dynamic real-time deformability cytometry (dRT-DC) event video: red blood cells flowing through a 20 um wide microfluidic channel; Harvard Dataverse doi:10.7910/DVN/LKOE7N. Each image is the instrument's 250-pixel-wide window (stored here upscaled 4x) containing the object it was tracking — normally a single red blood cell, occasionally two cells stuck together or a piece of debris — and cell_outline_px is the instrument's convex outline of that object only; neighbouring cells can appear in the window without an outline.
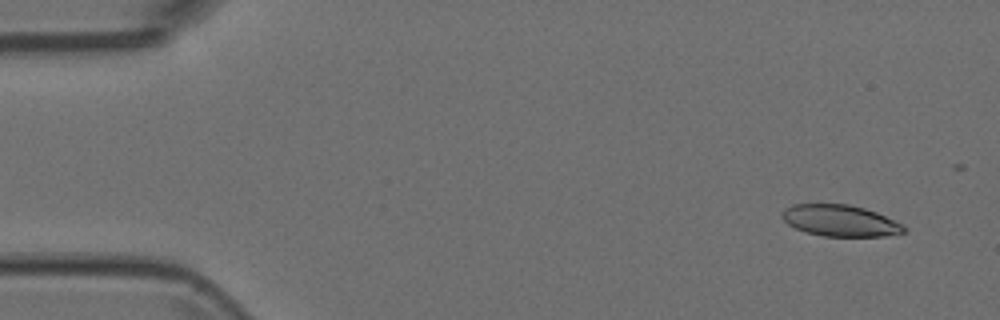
{"species": "Egyptian fruit bat (a non-hibernating species)", "species_latin": "Rousettus aegyptiacus", "temperature_condition": "room temperature", "stored_images_in_passage": 8, "camera_frame_rate_fps": 3000, "um_per_image_px": 0.085, "animal": {"sex": "female"}, "frame": {"image": 1, "passage_image": 1, "time_ms": 0.0, "image_size_px": [1000, 320], "cell_outline_px": [[908, 232], [884, 236], [824, 236], [804, 232], [788, 224], [780, 216], [780, 212], [784, 208], [792, 204], [848, 204], [864, 208], [876, 212], [904, 224], [908, 228]], "centroid_in_image_um": [71.43, 18.75], "position_along_channel_um": 13.6, "area_um2": 22.6}}
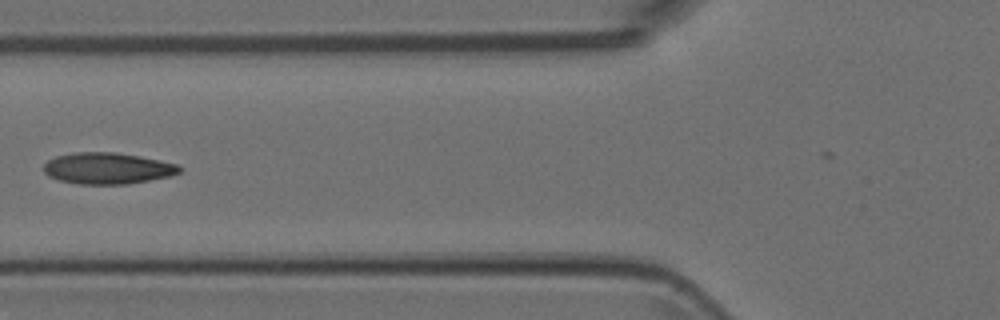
{"frame": {"image": 2, "passage_image": 6, "time_ms": 1.667, "image_size_px": [1000, 320], "cell_outline_px": [[180, 172], [168, 176], [128, 184], [80, 184], [60, 180], [48, 176], [44, 172], [44, 164], [48, 160], [56, 156], [72, 152], [116, 152], [140, 156], [176, 164], [180, 168]], "centroid_in_image_um": [9.09, 14.3], "position_along_channel_um": 116.7, "area_um2": 24.62}}
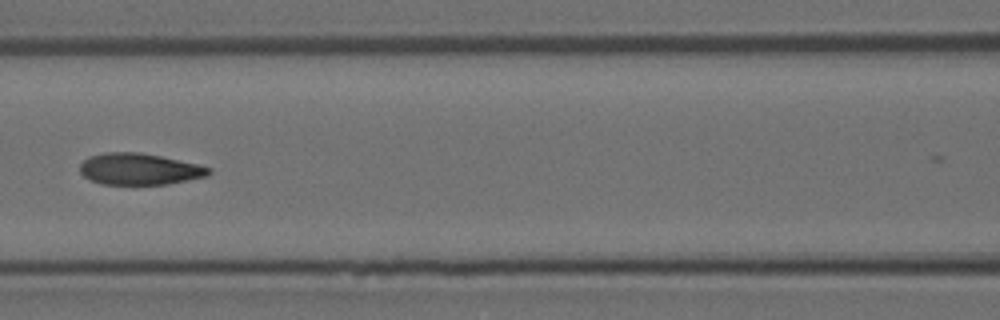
{"frame": {"image": 3, "passage_image": 7, "time_ms": 2.0, "image_size_px": [1000, 320], "cell_outline_px": [[212, 172], [208, 176], [168, 184], [100, 184], [84, 176], [80, 172], [80, 164], [88, 156], [104, 152], [140, 152], [160, 156], [196, 164], [212, 168]], "centroid_in_image_um": [11.84, 14.37], "position_along_channel_um": 154.8, "area_um2": 23.64}}